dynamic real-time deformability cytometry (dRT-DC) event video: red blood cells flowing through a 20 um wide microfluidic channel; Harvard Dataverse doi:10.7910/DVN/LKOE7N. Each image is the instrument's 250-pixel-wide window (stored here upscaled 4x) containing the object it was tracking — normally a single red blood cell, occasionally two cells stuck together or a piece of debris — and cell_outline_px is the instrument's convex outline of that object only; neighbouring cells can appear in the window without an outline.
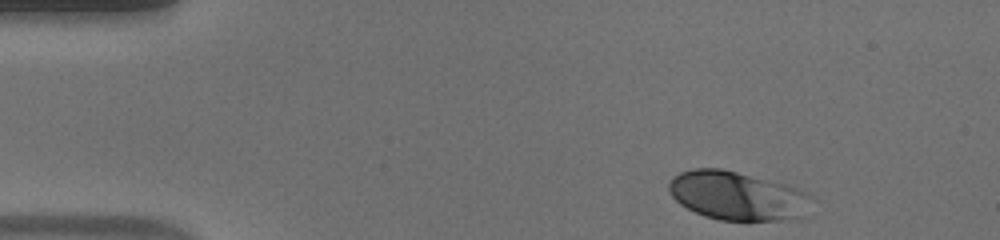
{"species": "human", "species_latin": "Homo sapiens", "temperature_condition": "warm", "stored_images_in_passage": 47, "camera_frame_rate_fps": 3000, "um_per_image_px": 0.085, "donor": {"sex": "male"}, "frame": {"image": 1, "passage_image": 1, "time_ms": 0.0, "image_size_px": [1000, 240], "cell_outline_px": [[816, 200], [812, 216], [780, 220], [720, 220], [704, 216], [680, 204], [668, 192], [668, 180], [672, 176], [680, 172], [692, 168], [720, 168], [784, 184], [796, 188], [812, 196]], "centroid_in_image_um": [62.75, 16.66], "position_along_channel_um": 22.3, "area_um2": 41.21}}
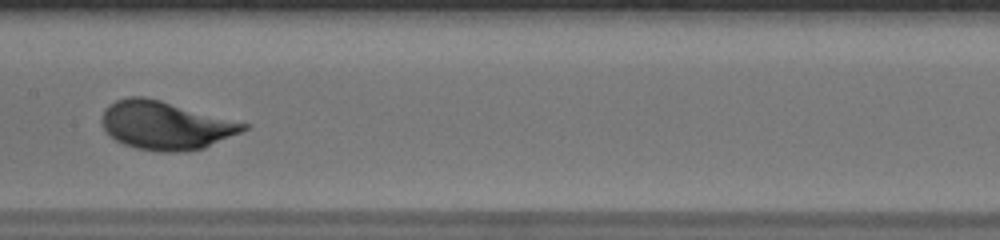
{"frame": {"image": 2, "passage_image": 21, "time_ms": 6.667, "image_size_px": [1000, 240], "cell_outline_px": [[248, 128], [240, 132], [204, 148], [184, 152], [156, 152], [136, 148], [124, 144], [116, 140], [104, 128], [104, 108], [108, 104], [116, 100], [128, 96], [144, 96], [160, 100], [248, 124]], "centroid_in_image_um": [14.06, 10.66], "position_along_channel_um": 193.3, "area_um2": 39.42}}
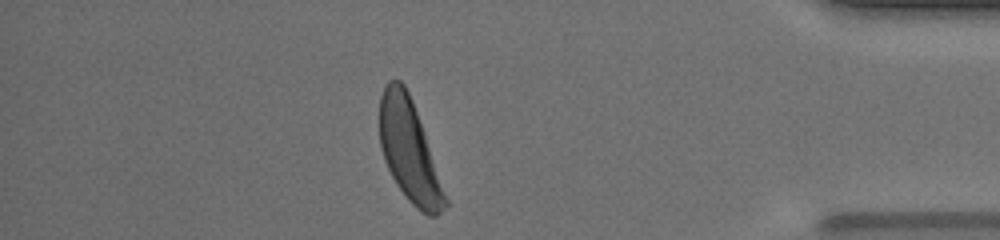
{"frame": {"image": 3, "passage_image": 40, "time_ms": 13.0, "image_size_px": [1000, 240], "cell_outline_px": [[448, 208], [436, 216], [428, 216], [420, 212], [408, 200], [396, 184], [384, 160], [380, 148], [380, 96], [384, 84], [388, 80], [400, 80], [404, 84], [412, 100], [424, 132], [448, 200]], "centroid_in_image_um": [34.78, 12.84], "position_along_channel_um": 400.4, "area_um2": 38.67}, "authors_computed_cell_mechanics": {"area_um2": 38.8416, "velocity_mm_per_s": 3.8577, "shape_relaxation_time_tau1_ms": 3.5116, "shape_relaxation_time_tau2_ms": null, "deformation_change_tau1": 0.1917, "deformation_change_tau2": null}}